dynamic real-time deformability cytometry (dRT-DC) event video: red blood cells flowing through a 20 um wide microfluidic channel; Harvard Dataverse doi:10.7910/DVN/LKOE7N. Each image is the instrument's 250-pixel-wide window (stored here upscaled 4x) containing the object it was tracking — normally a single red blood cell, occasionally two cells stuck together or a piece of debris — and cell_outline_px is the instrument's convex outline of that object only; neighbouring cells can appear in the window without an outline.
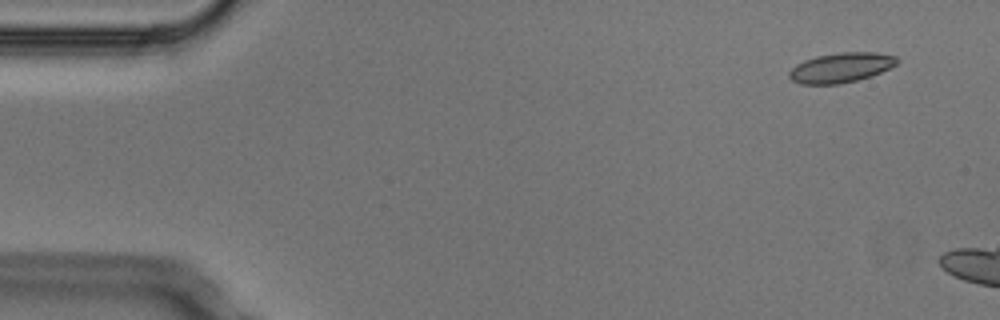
{"species": "Egyptian fruit bat (a non-hibernating species)", "species_latin": "Rousettus aegyptiacus", "temperature_condition": "cold", "stored_images_in_passage": 2, "camera_frame_rate_fps": 3000, "um_per_image_px": 0.085, "animal": {"sex": "male"}, "frame": {"image": 1, "passage_image": 1, "time_ms": 0.0, "image_size_px": [1000, 320], "cell_outline_px": [[900, 60], [896, 64], [880, 72], [856, 80], [840, 84], [800, 84], [792, 80], [788, 76], [788, 72], [796, 64], [804, 60], [816, 56], [840, 52], [876, 52], [896, 56]], "centroid_in_image_um": [71.45, 5.74], "position_along_channel_um": 13.5, "area_um2": 18.67}}